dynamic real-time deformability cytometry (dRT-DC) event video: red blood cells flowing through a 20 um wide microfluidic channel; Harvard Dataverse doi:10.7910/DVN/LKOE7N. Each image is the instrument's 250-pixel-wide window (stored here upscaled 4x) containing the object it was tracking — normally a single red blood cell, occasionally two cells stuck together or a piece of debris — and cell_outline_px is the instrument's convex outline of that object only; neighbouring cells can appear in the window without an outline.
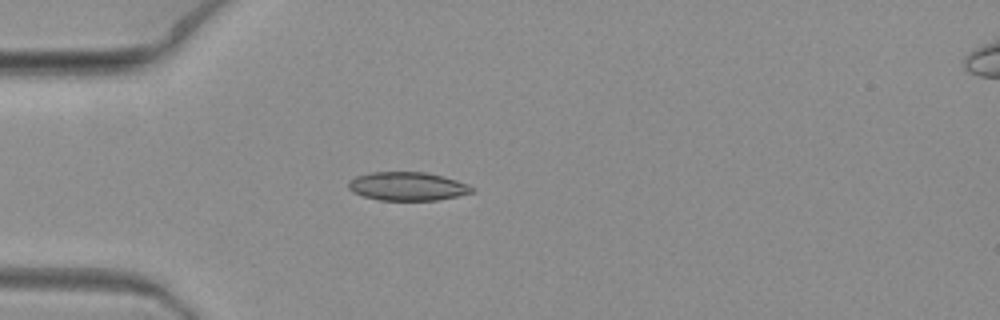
{"species": "common noctule bat (a hibernating species)", "species_latin": "Nyctalus noctula", "temperature_condition": "warm", "stored_images_in_passage": 5, "camera_frame_rate_fps": 3000, "um_per_image_px": 0.085, "animal": {"sex": "female", "body_mass_g": 19.3, "forearm_length_mm": 54.1}, "frame": {"image": 1, "passage_image": 5, "time_ms": 1.333, "image_size_px": [1000, 320], "cell_outline_px": [[476, 192], [436, 200], [380, 200], [364, 196], [352, 192], [348, 188], [348, 180], [356, 176], [372, 172], [424, 172], [456, 180], [468, 184], [476, 188]], "centroid_in_image_um": [34.64, 15.84], "position_along_channel_um": 50.4, "area_um2": 20.52}}